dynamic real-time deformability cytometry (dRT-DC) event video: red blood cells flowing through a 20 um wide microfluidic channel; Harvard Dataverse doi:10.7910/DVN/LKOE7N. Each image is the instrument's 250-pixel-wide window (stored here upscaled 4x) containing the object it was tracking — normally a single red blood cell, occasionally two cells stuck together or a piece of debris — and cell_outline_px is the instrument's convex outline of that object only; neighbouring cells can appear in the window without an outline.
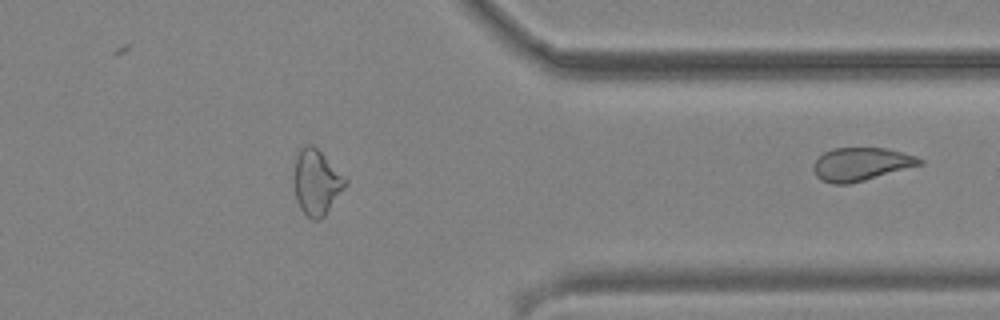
{"species": "common noctule bat (a hibernating species)", "species_latin": "Nyctalus noctula", "temperature_condition": "cold", "stored_images_in_passage": 41, "segment_of_instrument_passage": [2, 2], "camera_frame_rate_fps": 3000, "um_per_image_px": 0.085, "animal": {"sex": "male", "body_mass_g": 19.2, "forearm_length_mm": 51.8}, "frame": {"image": 1, "passage_image": 41, "time_ms": 13.333, "image_size_px": [1000, 320], "cell_outline_px": [[924, 164], [864, 180], [848, 184], [832, 184], [820, 180], [816, 176], [812, 168], [812, 164], [824, 152], [832, 148], [888, 148], [916, 156], [924, 160]], "centroid_in_image_um": [73.18, 13.95], "position_along_channel_um": 338.2, "area_um2": 20.63}}